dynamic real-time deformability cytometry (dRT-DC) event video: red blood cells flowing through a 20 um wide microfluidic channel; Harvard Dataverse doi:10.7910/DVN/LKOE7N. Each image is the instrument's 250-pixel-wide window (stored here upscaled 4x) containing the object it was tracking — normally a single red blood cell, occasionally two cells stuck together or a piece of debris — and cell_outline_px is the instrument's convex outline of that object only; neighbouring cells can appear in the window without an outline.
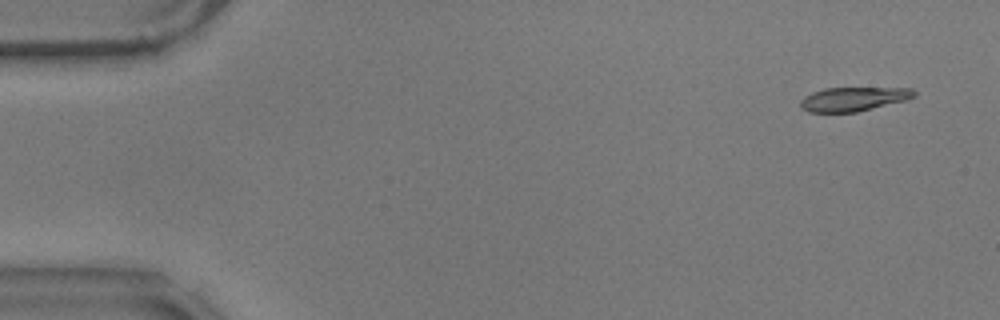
{"species": "common noctule bat (a hibernating species)", "species_latin": "Nyctalus noctula", "temperature_condition": "warm", "stored_images_in_passage": 55, "camera_frame_rate_fps": 3000, "um_per_image_px": 0.085, "animal": {"sex": "male", "body_mass_g": 17.9}, "frame": {"image": 1, "passage_image": 2, "time_ms": 0.333, "image_size_px": [1000, 320], "cell_outline_px": [[916, 96], [908, 100], [856, 112], [808, 112], [800, 108], [800, 100], [804, 96], [812, 92], [824, 88], [912, 88], [916, 92]], "centroid_in_image_um": [72.54, 8.42], "position_along_channel_um": 12.5, "area_um2": 16.07}}
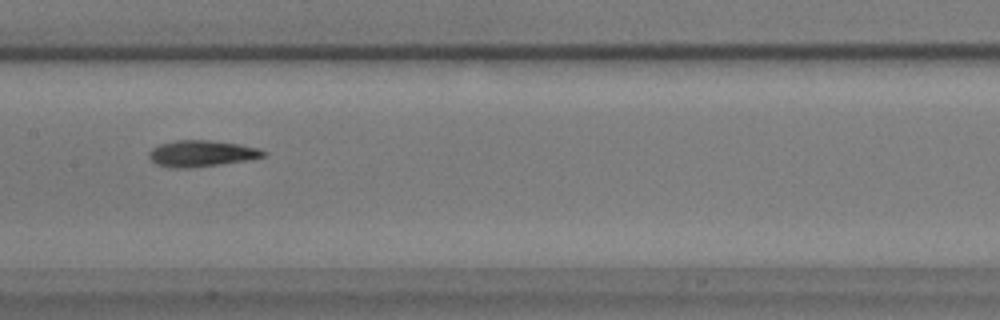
{"frame": {"image": 2, "passage_image": 27, "time_ms": 8.667, "image_size_px": [1000, 320], "cell_outline_px": [[268, 152], [264, 156], [248, 160], [220, 164], [188, 168], [168, 168], [156, 164], [148, 156], [148, 152], [152, 148], [160, 144], [176, 140], [208, 140], [240, 144], [260, 148]], "centroid_in_image_um": [17.13, 13.05], "position_along_channel_um": 190.3, "area_um2": 17.63}}
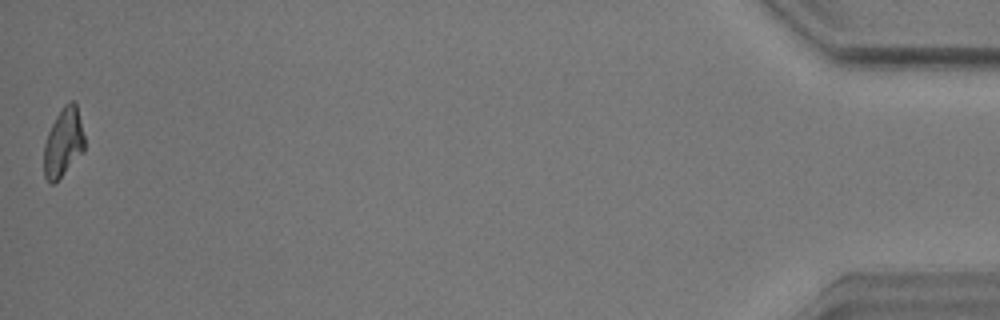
{"frame": {"image": 3, "passage_image": 55, "time_ms": 18.0, "image_size_px": [1000, 320], "cell_outline_px": [[84, 152], [52, 184], [48, 184], [44, 176], [44, 144], [48, 132], [56, 116], [64, 104], [68, 100], [72, 100], [76, 104], [84, 136]], "centroid_in_image_um": [5.37, 12.1], "position_along_channel_um": 429.8, "area_um2": 16.13}, "authors_computed_cell_mechanics": {"area_um2": 17.051, "velocity_mm_per_s": 3.5687, "shape_relaxation_time_tau1_ms": 5.0928, "shape_relaxation_time_tau2_ms": 5.5831, "deformation_change_tau1": 0.1527, "deformation_change_tau2": 0.1147}}